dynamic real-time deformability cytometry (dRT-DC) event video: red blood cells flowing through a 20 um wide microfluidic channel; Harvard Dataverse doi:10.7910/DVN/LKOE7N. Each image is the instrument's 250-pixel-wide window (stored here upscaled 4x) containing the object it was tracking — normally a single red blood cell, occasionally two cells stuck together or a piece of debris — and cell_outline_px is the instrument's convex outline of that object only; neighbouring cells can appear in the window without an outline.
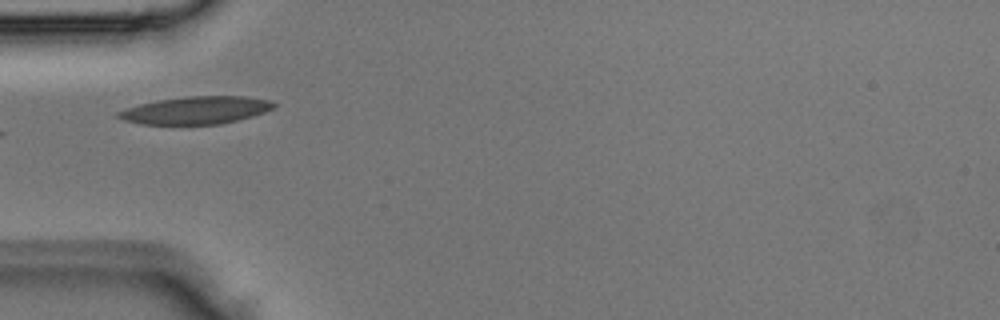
{"species": "Egyptian fruit bat (a non-hibernating species)", "species_latin": "Rousettus aegyptiacus", "temperature_condition": "room temperature", "stored_images_in_passage": 1, "camera_frame_rate_fps": 3000, "um_per_image_px": 0.085, "animal": {"sex": "male"}, "frame": {"image": 1, "passage_image": 1, "time_ms": 0.0, "image_size_px": [1000, 320], "cell_outline_px": [[276, 104], [272, 108], [264, 112], [252, 116], [220, 124], [140, 124], [124, 120], [116, 116], [116, 112], [140, 104], [160, 100], [184, 96], [244, 96], [272, 100]], "centroid_in_image_um": [16.66, 9.36], "position_along_channel_um": 68.3, "area_um2": 24.8}}